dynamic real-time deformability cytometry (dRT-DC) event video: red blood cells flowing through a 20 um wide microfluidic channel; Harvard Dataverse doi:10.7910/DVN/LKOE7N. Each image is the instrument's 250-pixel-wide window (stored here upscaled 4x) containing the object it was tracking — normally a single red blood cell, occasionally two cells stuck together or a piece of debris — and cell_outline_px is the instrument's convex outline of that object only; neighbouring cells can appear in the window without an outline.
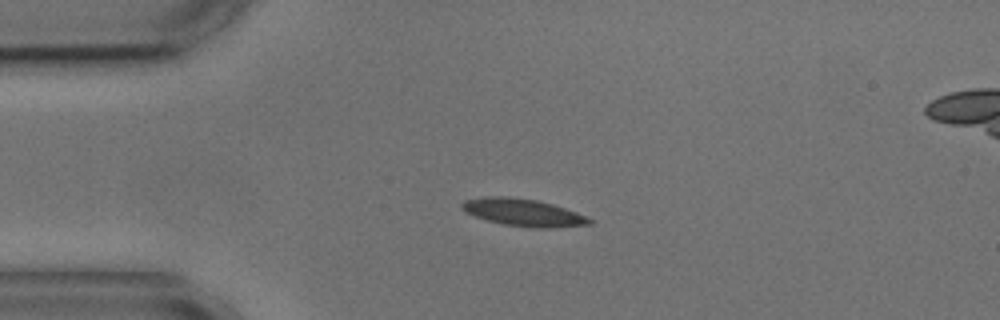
{"species": "common noctule bat (a hibernating species)", "species_latin": "Nyctalus noctula", "temperature_condition": "cold", "stored_images_in_passage": 13, "camera_frame_rate_fps": 3000, "um_per_image_px": 0.085, "animal": {"sex": "male", "body_mass_g": 17.9, "forearm_length_mm": 54.2}, "frame": {"image": 1, "passage_image": 1, "time_ms": 0.0, "image_size_px": [1000, 320], "cell_outline_px": [[596, 220], [592, 224], [548, 228], [536, 228], [504, 224], [488, 220], [464, 212], [460, 208], [460, 204], [464, 200], [484, 196], [508, 196], [536, 200], [552, 204], [576, 212]], "centroid_in_image_um": [44.47, 18.05], "position_along_channel_um": 40.5, "area_um2": 20.35}}
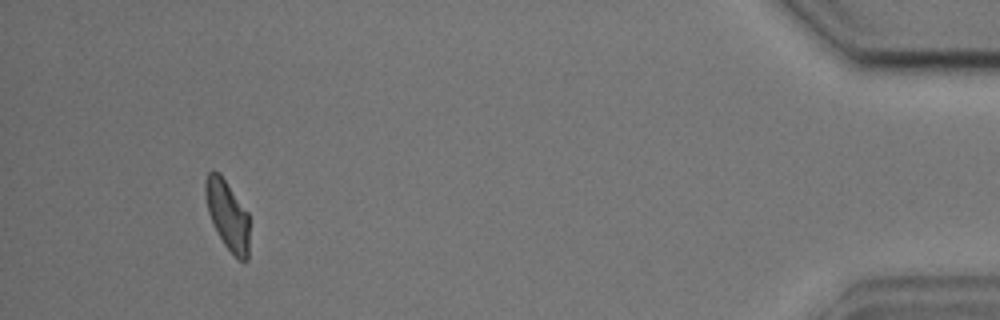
{"frame": {"image": 2, "passage_image": 11, "time_ms": 13.0, "image_size_px": [1000, 320], "cell_outline_px": [[248, 260], [244, 264], [224, 244], [216, 232], [208, 212], [204, 192], [204, 180], [208, 172], [212, 168], [220, 172], [248, 212]], "centroid_in_image_um": [19.31, 18.22], "position_along_channel_um": 415.9, "area_um2": 18.03}, "authors_computed_cell_mechanics": {"area_um2": 19.363, "velocity_mm_per_s": 3.5855, "shape_relaxation_time_tau1_ms": 5.0172, "shape_relaxation_time_tau2_ms": null, "deformation_change_tau1": 0.1094, "deformation_change_tau2": null}}